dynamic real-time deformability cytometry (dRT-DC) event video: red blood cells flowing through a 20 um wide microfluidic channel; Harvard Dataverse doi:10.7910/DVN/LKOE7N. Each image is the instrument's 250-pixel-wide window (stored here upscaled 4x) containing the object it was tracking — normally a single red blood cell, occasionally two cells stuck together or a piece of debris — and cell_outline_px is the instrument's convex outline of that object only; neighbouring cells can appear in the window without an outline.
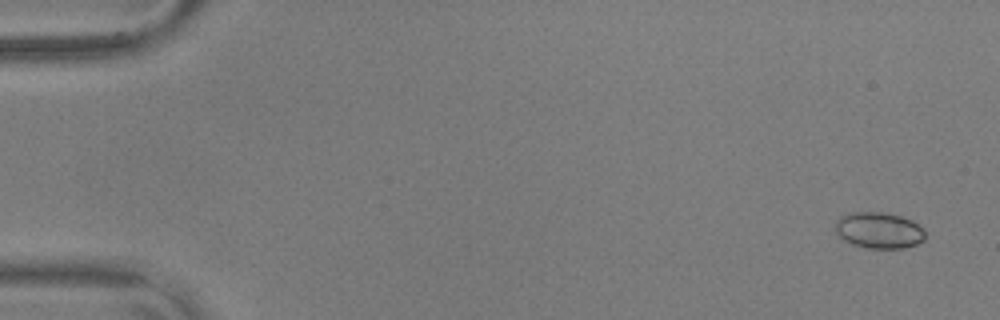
{"species": "common noctule bat (a hibernating species)", "species_latin": "Nyctalus noctula", "temperature_condition": "warm", "stored_images_in_passage": 13, "camera_frame_rate_fps": 3000, "um_per_image_px": 0.085, "animal": {"sex": "male", "body_mass_g": 17.9, "forearm_length_mm": 54.2}, "frame": {"image": 1, "passage_image": 3, "time_ms": 0.667, "image_size_px": [1000, 320], "cell_outline_px": [[924, 240], [916, 244], [904, 248], [864, 248], [852, 244], [844, 240], [836, 232], [836, 220], [840, 216], [848, 212], [884, 212], [900, 216], [912, 220], [924, 228]], "centroid_in_image_um": [74.7, 19.57], "position_along_channel_um": 10.3, "area_um2": 19.07}}